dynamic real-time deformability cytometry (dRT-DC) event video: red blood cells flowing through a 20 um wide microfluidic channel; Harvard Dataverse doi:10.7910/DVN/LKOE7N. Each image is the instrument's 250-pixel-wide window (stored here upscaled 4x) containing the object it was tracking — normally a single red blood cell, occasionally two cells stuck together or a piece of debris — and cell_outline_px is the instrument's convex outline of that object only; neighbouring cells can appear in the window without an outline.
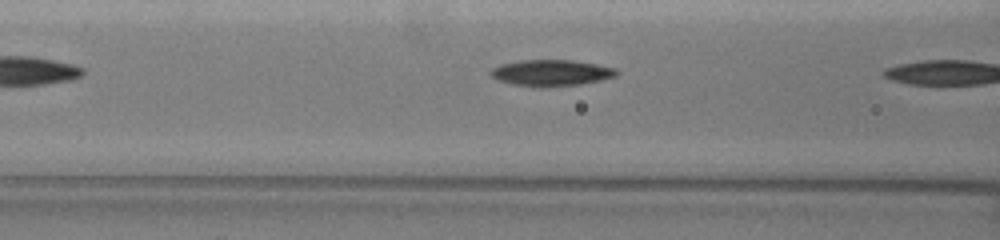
{"species": "common noctule bat (a hibernating species)", "species_latin": "Nyctalus noctula", "temperature_condition": "warm", "stored_images_in_passage": 7, "camera_frame_rate_fps": 3000, "um_per_image_px": 0.085, "animal": {"sex": "female", "body_mass_g": 19.5, "forearm_length_mm": 54.1}, "frame": {"image": 1, "passage_image": 6, "time_ms": 1.667, "image_size_px": [1000, 240], "cell_outline_px": [[620, 72], [616, 76], [600, 80], [576, 84], [548, 88], [536, 88], [512, 84], [496, 80], [488, 72], [492, 68], [500, 64], [520, 60], [572, 60], [596, 64], [616, 68]], "centroid_in_image_um": [46.81, 6.2], "position_along_channel_um": 119.8, "area_um2": 19.54}}